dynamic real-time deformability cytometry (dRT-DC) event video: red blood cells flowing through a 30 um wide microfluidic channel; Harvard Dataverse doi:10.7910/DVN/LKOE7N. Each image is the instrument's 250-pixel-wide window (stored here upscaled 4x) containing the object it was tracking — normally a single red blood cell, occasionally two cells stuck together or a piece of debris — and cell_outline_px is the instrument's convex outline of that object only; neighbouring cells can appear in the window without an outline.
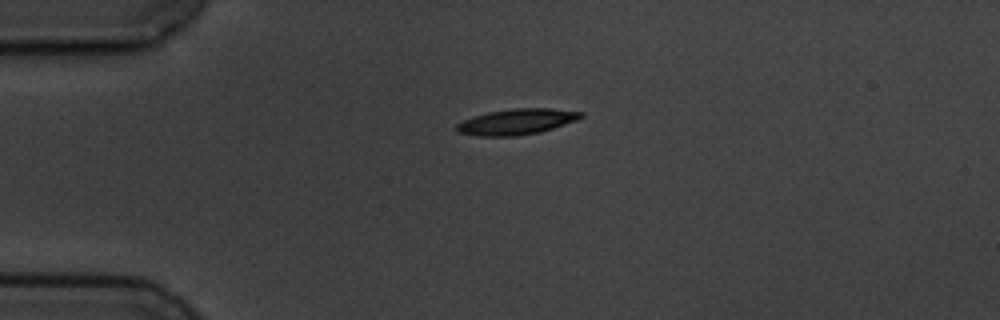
{"species": "common noctule bat (a hibernating species)", "species_latin": "Nyctalus noctula", "temperature_condition": "cold", "stored_images_in_passage": 3, "camera_frame_rate_fps": 3000, "um_per_image_px": 0.085, "animal": {"sex": "male", "body_mass_g": 19.5, "forearm_length_mm": 54.6}, "frame": {"image": 1, "passage_image": 1, "time_ms": 0.0, "image_size_px": [1000, 320], "cell_outline_px": [[584, 116], [576, 120], [540, 132], [516, 136], [476, 136], [456, 132], [456, 124], [464, 120], [488, 112], [512, 108], [548, 108], [584, 112]], "centroid_in_image_um": [43.9, 10.35], "position_along_channel_um": 41.1, "area_um2": 18.55}}
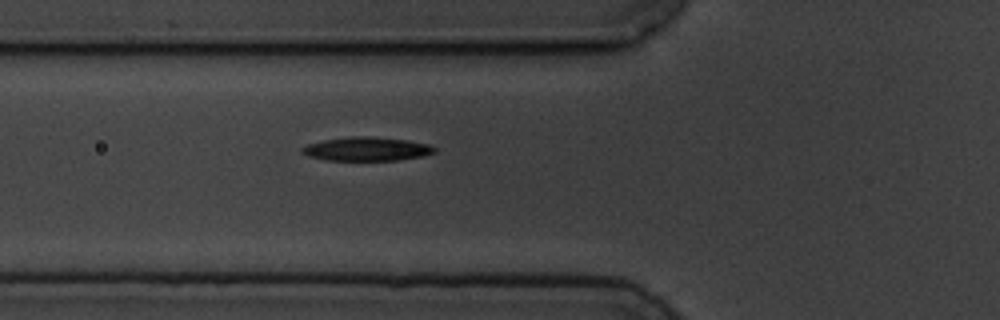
{"frame": {"image": 2, "passage_image": 3, "time_ms": 2.333, "image_size_px": [1000, 320], "cell_outline_px": [[436, 152], [424, 156], [396, 160], [324, 160], [308, 156], [300, 152], [300, 148], [308, 144], [324, 140], [352, 136], [368, 136], [408, 140], [428, 144], [436, 148]], "centroid_in_image_um": [31.16, 12.66], "position_along_channel_um": 94.6, "area_um2": 18.38}}